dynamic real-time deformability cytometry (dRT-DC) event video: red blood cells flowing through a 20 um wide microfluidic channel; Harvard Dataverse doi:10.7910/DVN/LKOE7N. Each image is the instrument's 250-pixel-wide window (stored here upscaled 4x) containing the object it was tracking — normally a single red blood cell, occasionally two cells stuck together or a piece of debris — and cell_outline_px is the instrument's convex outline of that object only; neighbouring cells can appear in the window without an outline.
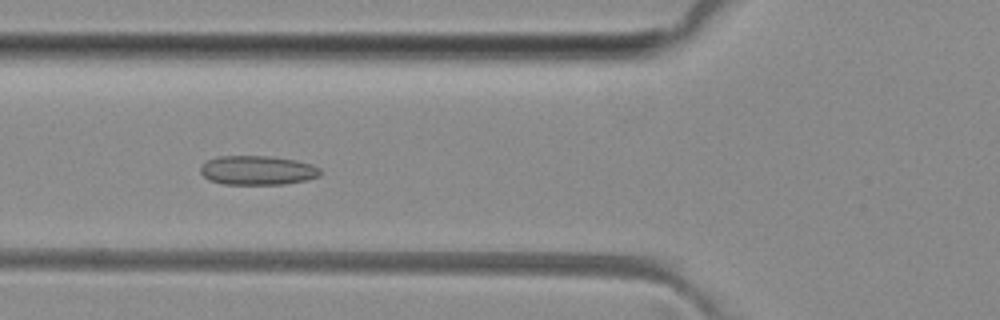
{"species": "common noctule bat (a hibernating species)", "species_latin": "Nyctalus noctula", "temperature_condition": "room temperature", "stored_images_in_passage": 38, "camera_frame_rate_fps": 3000, "um_per_image_px": 0.085, "animal": {"sex": "female", "body_mass_g": 29.2, "forearm_length_mm": 56.3}, "frame": {"image": 1, "passage_image": 6, "time_ms": 1.667, "image_size_px": [1000, 320], "cell_outline_px": [[320, 176], [304, 180], [284, 184], [224, 184], [208, 180], [200, 172], [200, 168], [208, 160], [216, 156], [268, 156], [296, 160], [312, 164], [320, 168]], "centroid_in_image_um": [21.88, 14.47], "position_along_channel_um": 103.9, "area_um2": 20.35}}
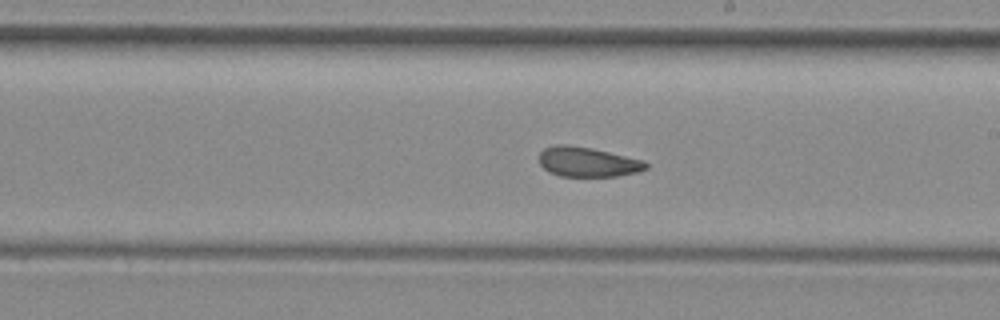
{"frame": {"image": 2, "passage_image": 16, "time_ms": 5.0, "image_size_px": [1000, 320], "cell_outline_px": [[648, 168], [640, 172], [616, 176], [560, 176], [548, 172], [540, 164], [540, 152], [544, 148], [556, 144], [568, 144], [592, 148], [644, 160], [648, 164]], "centroid_in_image_um": [49.96, 13.76], "position_along_channel_um": 239.0, "area_um2": 18.67}}
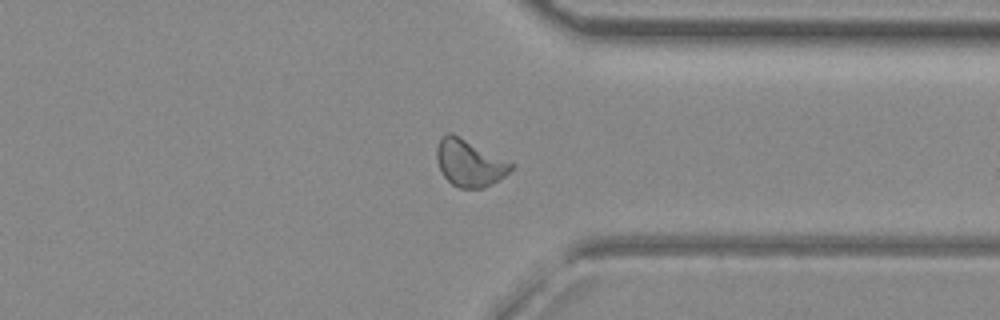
{"frame": {"image": 3, "passage_image": 26, "time_ms": 8.333, "image_size_px": [1000, 320], "cell_outline_px": [[516, 164], [504, 176], [484, 188], [460, 188], [452, 184], [440, 172], [436, 160], [436, 148], [440, 140], [448, 132], [452, 132]], "centroid_in_image_um": [39.89, 13.84], "position_along_channel_um": 371.5, "area_um2": 20.35}, "authors_computed_cell_mechanics": {"area_um2": 19.3341, "velocity_mm_per_s": 4.0645, "shape_relaxation_time_tau1_ms": null, "shape_relaxation_time_tau2_ms": 1.7754, "deformation_change_tau1": null, "deformation_change_tau2": 0.0847}}